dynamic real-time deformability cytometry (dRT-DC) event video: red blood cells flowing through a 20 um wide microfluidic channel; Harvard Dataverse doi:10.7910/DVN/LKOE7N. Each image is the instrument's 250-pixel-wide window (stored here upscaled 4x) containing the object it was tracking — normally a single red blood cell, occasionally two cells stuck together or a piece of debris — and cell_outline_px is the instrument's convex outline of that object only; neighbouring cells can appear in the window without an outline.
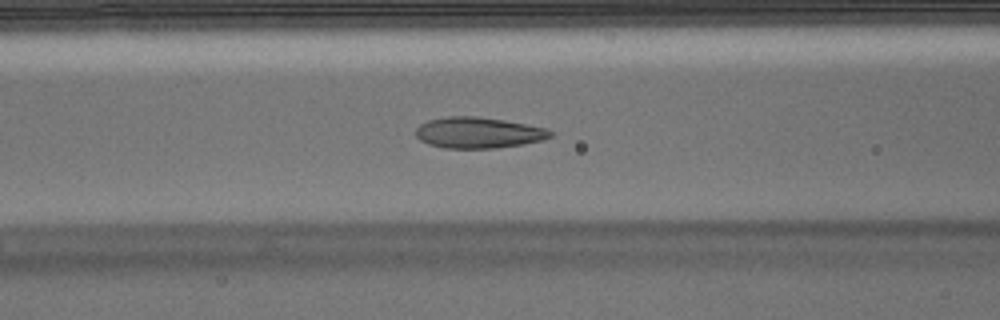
{"species": "Egyptian fruit bat (a non-hibernating species)", "species_latin": "Rousettus aegyptiacus", "temperature_condition": "warm", "stored_images_in_passage": 52, "camera_frame_rate_fps": 3000, "um_per_image_px": 0.085, "animal": {"sex": "male"}, "frame": {"image": 1, "passage_image": 20, "time_ms": 6.333, "image_size_px": [1000, 320], "cell_outline_px": [[552, 136], [544, 140], [524, 144], [496, 148], [444, 148], [428, 144], [420, 140], [416, 136], [416, 128], [420, 124], [428, 120], [448, 116], [476, 116], [504, 120], [548, 128], [552, 132]], "centroid_in_image_um": [40.67, 11.28], "position_along_channel_um": 125.9, "area_um2": 24.45}}
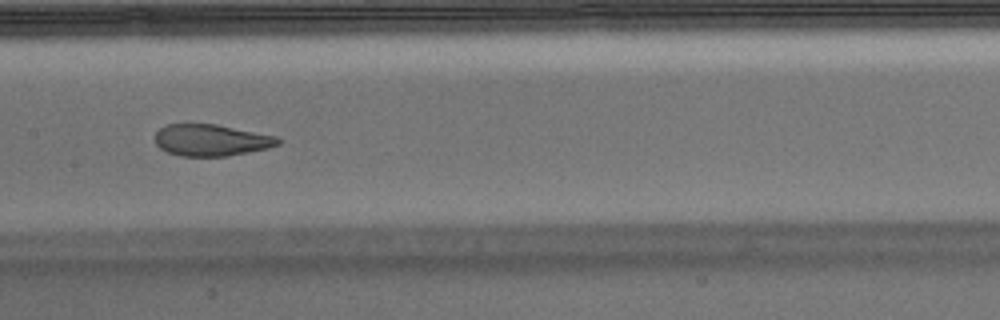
{"frame": {"image": 2, "passage_image": 25, "time_ms": 8.0, "image_size_px": [1000, 320], "cell_outline_px": [[280, 144], [268, 148], [248, 152], [224, 156], [180, 156], [168, 152], [160, 148], [156, 144], [156, 132], [160, 128], [168, 124], [216, 124], [276, 136], [280, 140]], "centroid_in_image_um": [17.95, 11.91], "position_along_channel_um": 189.5, "area_um2": 22.48}}
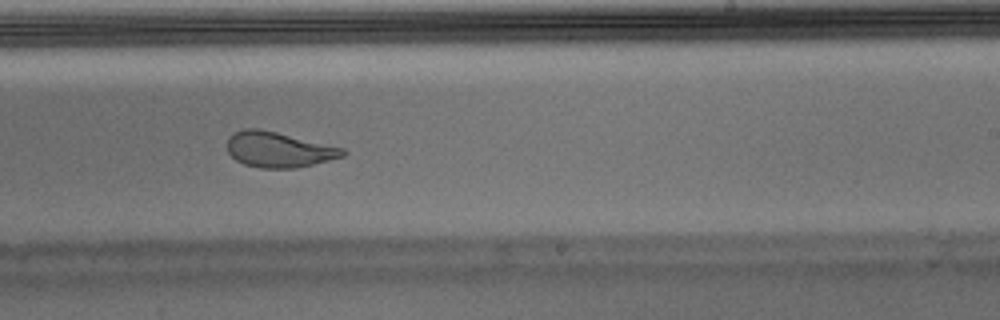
{"frame": {"image": 3, "passage_image": 31, "time_ms": 10.0, "image_size_px": [1000, 320], "cell_outline_px": [[348, 152], [344, 156], [296, 168], [260, 168], [244, 164], [236, 160], [228, 152], [228, 136], [244, 128], [260, 128], [344, 148]], "centroid_in_image_um": [23.68, 12.71], "position_along_channel_um": 265.3, "area_um2": 23.76}, "authors_computed_cell_mechanics": {"area_um2": 24.7095, "velocity_mm_per_s": 3.8077, "shape_relaxation_time_tau1_ms": 7.305, "shape_relaxation_time_tau2_ms": 1.1011, "deformation_change_tau1": 0.2271, "deformation_change_tau2": 0.0884}}